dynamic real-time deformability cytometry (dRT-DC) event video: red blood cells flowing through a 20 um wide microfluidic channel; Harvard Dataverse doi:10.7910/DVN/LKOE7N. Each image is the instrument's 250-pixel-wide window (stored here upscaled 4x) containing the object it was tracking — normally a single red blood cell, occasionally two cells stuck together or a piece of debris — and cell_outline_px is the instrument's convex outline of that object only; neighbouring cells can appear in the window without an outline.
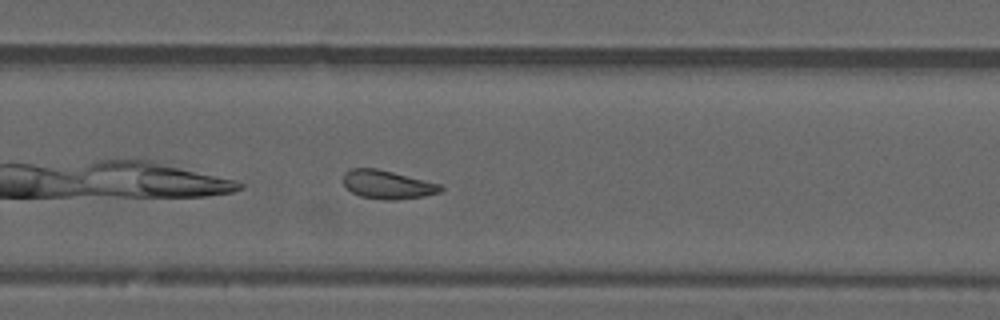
{"species": "common noctule bat (a hibernating species)", "species_latin": "Nyctalus noctula", "temperature_condition": "warm", "stored_images_in_passage": 28, "camera_frame_rate_fps": 3000, "um_per_image_px": 0.085, "animal": {"sex": "male", "forearm_length_mm": 52.5}, "frame": {"image": 1, "passage_image": 20, "time_ms": 6.333, "image_size_px": [1000, 320], "cell_outline_px": [[444, 188], [440, 192], [424, 196], [392, 200], [384, 200], [360, 196], [352, 192], [344, 184], [344, 172], [352, 168], [376, 168], [440, 184]], "centroid_in_image_um": [32.92, 15.69], "position_along_channel_um": 296.9, "area_um2": 15.95}, "authors_computed_cell_mechanics": {"area_um2": 16.5019, "velocity_mm_per_s": 3.7185, "shape_relaxation_time_tau1_ms": null, "shape_relaxation_time_tau2_ms": 4.1047, "deformation_change_tau1": null, "deformation_change_tau2": 0.115}}